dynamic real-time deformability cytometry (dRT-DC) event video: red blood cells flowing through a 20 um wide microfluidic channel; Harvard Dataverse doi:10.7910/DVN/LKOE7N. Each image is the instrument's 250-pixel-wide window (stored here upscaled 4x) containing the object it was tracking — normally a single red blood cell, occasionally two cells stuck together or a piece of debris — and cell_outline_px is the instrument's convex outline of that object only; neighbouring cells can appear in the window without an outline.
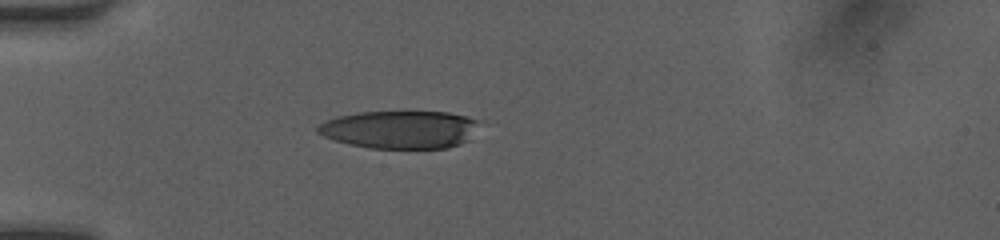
{"species": "human", "species_latin": "Homo sapiens", "temperature_condition": "room temperature", "stored_images_in_passage": 36, "camera_frame_rate_fps": 3000, "um_per_image_px": 0.085, "donor": {"sex": "female"}, "frame": {"image": 1, "passage_image": 1, "time_ms": 0.0, "image_size_px": [1000, 240], "cell_outline_px": [[480, 120], [468, 140], [460, 144], [448, 148], [372, 148], [352, 144], [336, 140], [324, 136], [316, 132], [316, 128], [324, 120], [336, 116], [360, 112], [448, 112]], "centroid_in_image_um": [33.98, 11.0], "position_along_channel_um": 51.0, "area_um2": 35.43}}
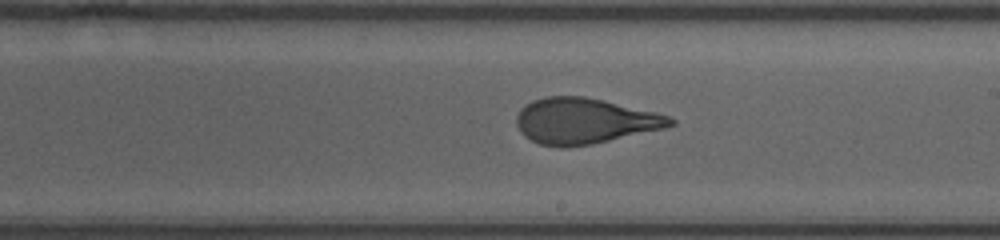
{"frame": {"image": 2, "passage_image": 16, "time_ms": 5.0, "image_size_px": [1000, 240], "cell_outline_px": [[676, 124], [664, 128], [592, 144], [564, 148], [560, 148], [540, 144], [524, 136], [520, 132], [516, 124], [516, 116], [520, 108], [524, 104], [532, 100], [548, 96], [584, 96], [604, 100], [656, 112], [668, 116], [676, 120]], "centroid_in_image_um": [49.65, 10.28], "position_along_channel_um": 239.3, "area_um2": 41.15}}
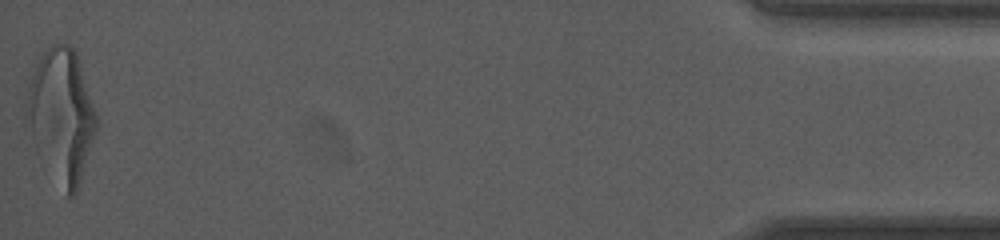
{"frame": {"image": 3, "passage_image": 36, "time_ms": 11.667, "image_size_px": [1000, 240], "cell_outline_px": [[100, 120], [76, 192], [72, 196], [68, 196], [36, 152], [24, 124], [24, 120], [28, 88], [36, 64], [40, 56], [52, 44], [68, 44], [76, 52]], "centroid_in_image_um": [5.21, 9.79], "position_along_channel_um": 430.0, "area_um2": 54.27}, "authors_computed_cell_mechanics": {"area_um2": 41.327, "velocity_mm_per_s": 4.1645, "shape_relaxation_time_tau1_ms": 4.2421, "shape_relaxation_time_tau2_ms": 0.9869, "deformation_change_tau1": 0.2229, "deformation_change_tau2": 0.0904}}